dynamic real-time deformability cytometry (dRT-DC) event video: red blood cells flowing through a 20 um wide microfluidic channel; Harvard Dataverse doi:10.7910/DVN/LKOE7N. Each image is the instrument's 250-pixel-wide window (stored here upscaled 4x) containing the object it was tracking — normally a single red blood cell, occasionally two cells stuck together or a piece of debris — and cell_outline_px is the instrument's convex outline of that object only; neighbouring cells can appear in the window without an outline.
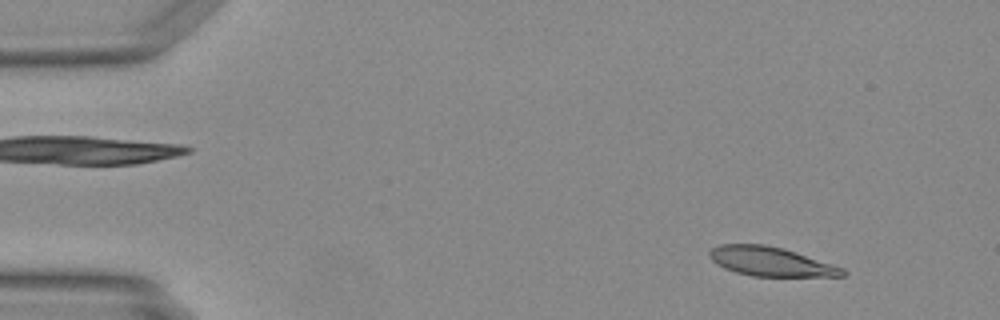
{"species": "Egyptian fruit bat (a non-hibernating species)", "species_latin": "Rousettus aegyptiacus", "temperature_condition": "warm", "stored_images_in_passage": 48, "camera_frame_rate_fps": 3000, "um_per_image_px": 0.085, "animal": {"sex": "female"}, "frame": {"image": 1, "passage_image": 5, "time_ms": 1.333, "image_size_px": [1000, 320], "cell_outline_px": [[848, 272], [844, 276], [752, 276], [736, 272], [724, 268], [716, 264], [712, 260], [708, 252], [712, 248], [720, 244], [764, 244], [780, 248], [832, 264], [844, 268]], "centroid_in_image_um": [65.48, 22.24], "position_along_channel_um": 19.5, "area_um2": 22.31}}
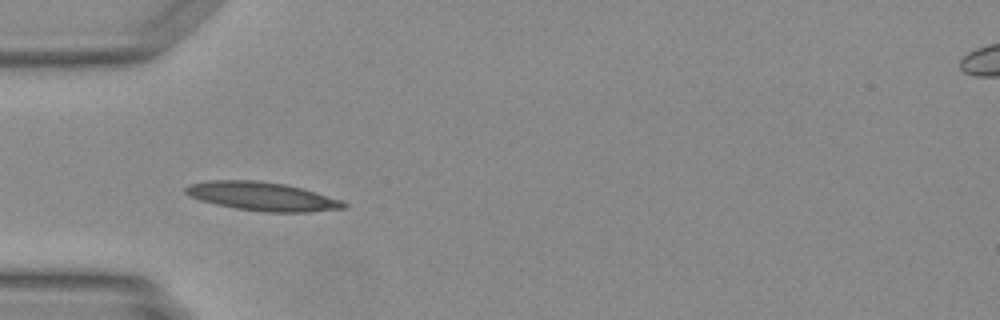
{"frame": {"image": 2, "passage_image": 15, "time_ms": 4.667, "image_size_px": [1000, 320], "cell_outline_px": [[348, 204], [344, 208], [308, 212], [264, 212], [236, 208], [216, 204], [200, 200], [188, 196], [184, 192], [184, 188], [192, 184], [208, 180], [260, 180], [284, 184], [300, 188], [340, 200]], "centroid_in_image_um": [22.23, 16.69], "position_along_channel_um": 62.8, "area_um2": 26.13}}
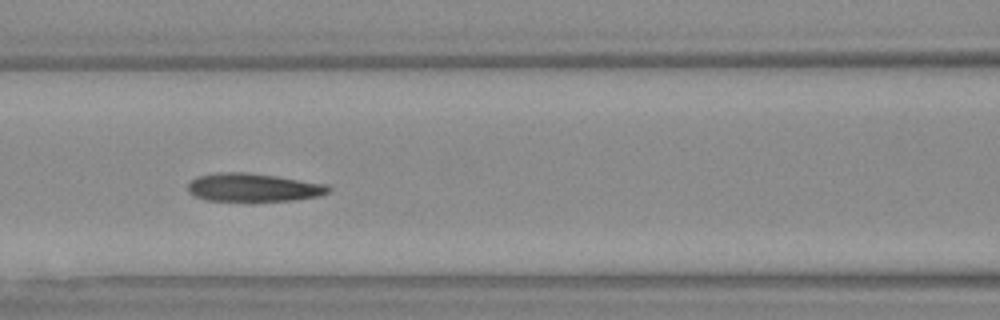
{"frame": {"image": 3, "passage_image": 21, "time_ms": 6.667, "image_size_px": [1000, 320], "cell_outline_px": [[332, 188], [328, 192], [320, 196], [296, 200], [252, 204], [204, 200], [188, 192], [188, 184], [196, 176], [216, 172], [248, 172], [276, 176], [328, 184]], "centroid_in_image_um": [21.53, 15.98], "position_along_channel_um": 145.1, "area_um2": 24.45}}